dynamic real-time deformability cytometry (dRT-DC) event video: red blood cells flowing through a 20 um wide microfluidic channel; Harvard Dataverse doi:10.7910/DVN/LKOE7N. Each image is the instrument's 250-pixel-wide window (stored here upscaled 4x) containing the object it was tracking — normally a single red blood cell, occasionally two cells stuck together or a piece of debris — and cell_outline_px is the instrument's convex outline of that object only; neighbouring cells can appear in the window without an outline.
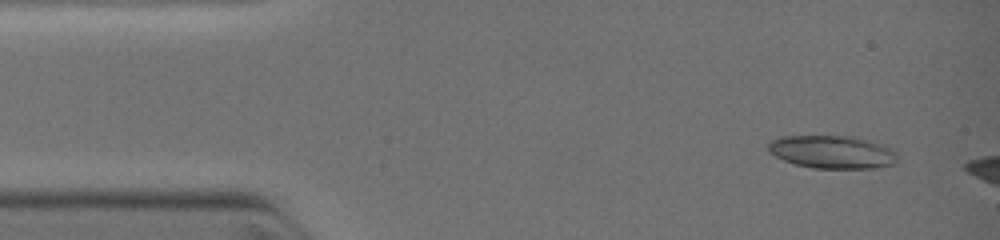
{"species": "common noctule bat (a hibernating species)", "species_latin": "Nyctalus noctula", "temperature_condition": "warm", "stored_images_in_passage": 3, "camera_frame_rate_fps": 3000, "um_per_image_px": 0.085, "animal": {"sex": "female", "body_mass_g": 19.0, "forearm_length_mm": 51.5}, "frame": {"image": 1, "passage_image": 1, "time_ms": 0.0, "image_size_px": [1000, 240], "cell_outline_px": [[896, 164], [872, 168], [812, 168], [796, 164], [784, 160], [768, 152], [768, 144], [772, 140], [780, 136], [844, 136], [884, 144], [892, 148], [896, 152]], "centroid_in_image_um": [70.73, 12.92], "position_along_channel_um": 14.3, "area_um2": 24.68}}